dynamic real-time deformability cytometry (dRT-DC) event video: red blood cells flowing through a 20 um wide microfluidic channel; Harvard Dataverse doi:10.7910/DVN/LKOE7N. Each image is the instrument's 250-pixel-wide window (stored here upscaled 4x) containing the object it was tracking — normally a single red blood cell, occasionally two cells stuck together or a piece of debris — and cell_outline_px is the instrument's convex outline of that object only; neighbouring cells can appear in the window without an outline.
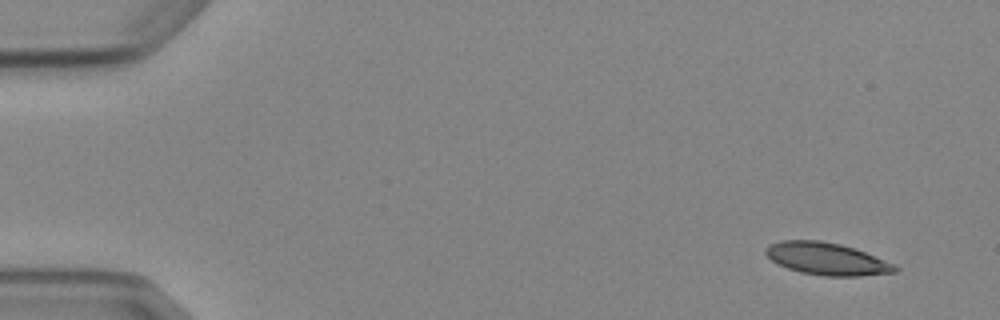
{"species": "Egyptian fruit bat (a non-hibernating species)", "species_latin": "Rousettus aegyptiacus", "temperature_condition": "cold", "stored_images_in_passage": 2, "camera_frame_rate_fps": 3000, "um_per_image_px": 0.085, "animal": {"sex": "female"}, "frame": {"image": 1, "passage_image": 1, "time_ms": 0.0, "image_size_px": [1000, 320], "cell_outline_px": [[900, 268], [896, 272], [860, 276], [824, 276], [800, 272], [788, 268], [772, 260], [764, 252], [764, 248], [768, 244], [780, 240], [820, 240], [840, 244], [864, 252], [896, 264]], "centroid_in_image_um": [70.27, 22.0], "position_along_channel_um": 14.7, "area_um2": 24.33}}